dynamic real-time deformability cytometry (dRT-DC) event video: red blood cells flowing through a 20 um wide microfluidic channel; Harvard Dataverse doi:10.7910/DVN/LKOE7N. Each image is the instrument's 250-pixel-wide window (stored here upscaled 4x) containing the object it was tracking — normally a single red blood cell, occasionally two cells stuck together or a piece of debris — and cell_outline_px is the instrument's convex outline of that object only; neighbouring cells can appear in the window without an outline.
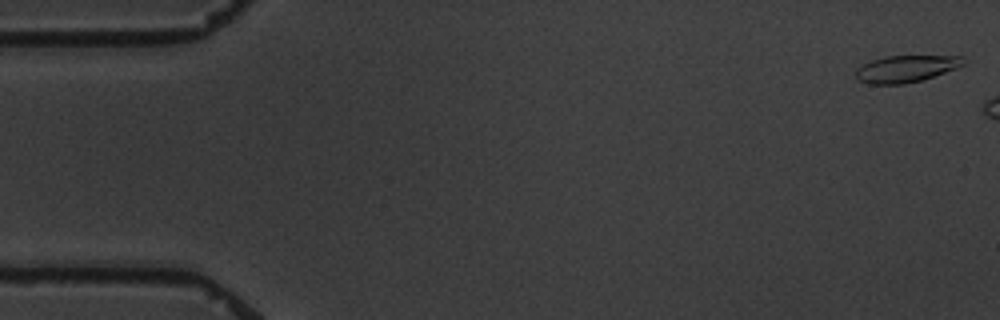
{"species": "common noctule bat (a hibernating species)", "species_latin": "Nyctalus noctula", "temperature_condition": "warm", "stored_images_in_passage": 4, "camera_frame_rate_fps": 3000, "um_per_image_px": 0.085, "animal": {"sex": "male", "body_mass_g": 19.5, "forearm_length_mm": 54.6}, "frame": {"image": 1, "passage_image": 1, "time_ms": 0.0, "image_size_px": [1000, 320], "cell_outline_px": [[964, 64], [956, 68], [920, 80], [904, 84], [868, 84], [856, 80], [856, 68], [872, 60], [884, 56], [964, 56]], "centroid_in_image_um": [76.96, 5.84], "position_along_channel_um": 8.0, "area_um2": 16.7}}